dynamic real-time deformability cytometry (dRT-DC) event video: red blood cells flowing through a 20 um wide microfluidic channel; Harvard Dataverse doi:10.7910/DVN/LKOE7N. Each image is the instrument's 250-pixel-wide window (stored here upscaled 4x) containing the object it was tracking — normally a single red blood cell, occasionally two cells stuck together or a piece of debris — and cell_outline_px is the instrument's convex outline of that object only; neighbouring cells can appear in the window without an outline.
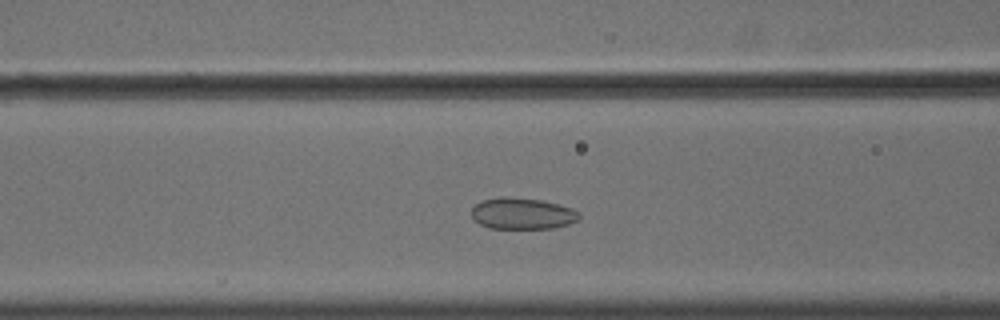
{"species": "common noctule bat (a hibernating species)", "species_latin": "Nyctalus noctula", "temperature_condition": "cold", "stored_images_in_passage": 49, "camera_frame_rate_fps": 3000, "um_per_image_px": 0.085, "animal": {"sex": "male", "body_mass_g": 18.8}, "frame": {"image": 1, "passage_image": 16, "time_ms": 5.0, "image_size_px": [1000, 320], "cell_outline_px": [[580, 220], [568, 224], [552, 228], [488, 228], [472, 220], [472, 208], [476, 204], [484, 200], [504, 196], [508, 196], [540, 200], [572, 208], [580, 212]], "centroid_in_image_um": [44.4, 18.15], "position_along_channel_um": 122.2, "area_um2": 19.71}}
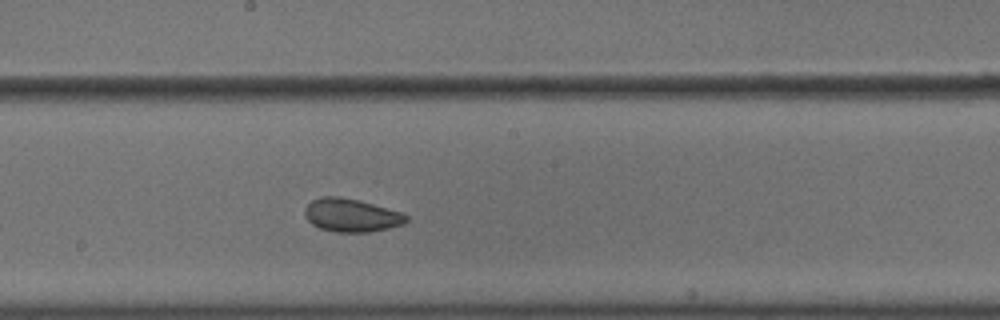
{"frame": {"image": 2, "passage_image": 24, "time_ms": 7.667, "image_size_px": [1000, 320], "cell_outline_px": [[408, 220], [404, 224], [372, 232], [336, 232], [320, 228], [312, 224], [304, 216], [304, 208], [312, 200], [324, 196], [340, 196], [360, 200], [400, 212], [408, 216]], "centroid_in_image_um": [29.85, 18.29], "position_along_channel_um": 218.4, "area_um2": 19.71}}
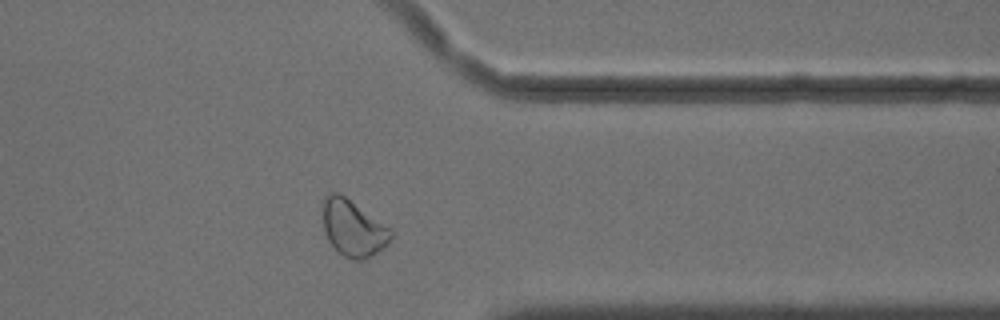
{"frame": {"image": 3, "passage_image": 38, "time_ms": 12.333, "image_size_px": [1000, 320], "cell_outline_px": [[392, 236], [388, 244], [384, 248], [360, 260], [352, 260], [344, 256], [328, 240], [324, 232], [320, 212], [324, 196], [328, 192], [336, 192], [344, 196], [392, 228]], "centroid_in_image_um": [29.98, 19.35], "position_along_channel_um": 381.4, "area_um2": 22.6}, "authors_computed_cell_mechanics": {"area_um2": 21.386, "velocity_mm_per_s": 3.5971, "shape_relaxation_time_tau1_ms": 6.3208, "shape_relaxation_time_tau2_ms": 2.0756, "deformation_change_tau1": 0.075, "deformation_change_tau2": 0.053}}